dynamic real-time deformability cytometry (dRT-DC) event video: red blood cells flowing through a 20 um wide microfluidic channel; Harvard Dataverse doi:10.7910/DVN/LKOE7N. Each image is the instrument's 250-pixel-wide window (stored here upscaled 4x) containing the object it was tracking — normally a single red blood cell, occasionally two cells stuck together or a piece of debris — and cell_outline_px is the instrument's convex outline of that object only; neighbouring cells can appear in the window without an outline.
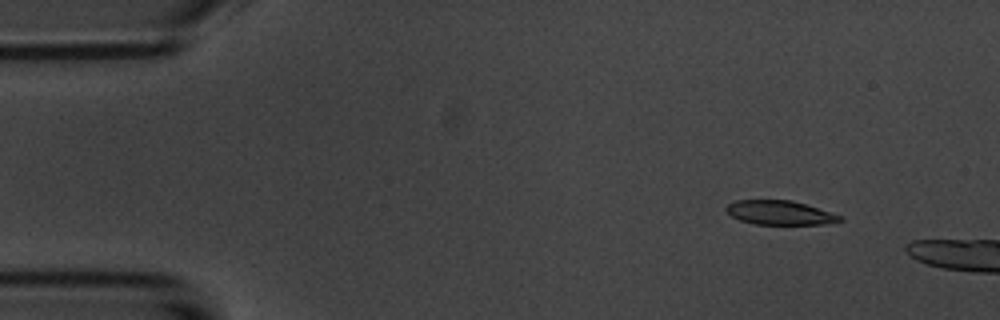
{"species": "common noctule bat (a hibernating species)", "species_latin": "Nyctalus noctula", "temperature_condition": "room temperature", "stored_images_in_passage": 4, "camera_frame_rate_fps": 3000, "um_per_image_px": 0.085, "animal": {"sex": "male", "body_mass_g": 20.1, "forearm_length_mm": 53.5}, "frame": {"image": 1, "passage_image": 2, "time_ms": 1.333, "image_size_px": [1000, 320], "cell_outline_px": [[844, 220], [824, 224], [756, 224], [740, 220], [732, 216], [724, 208], [728, 204], [736, 200], [792, 200], [840, 216]], "centroid_in_image_um": [66.23, 18.08], "position_along_channel_um": 18.8, "area_um2": 15.66}}